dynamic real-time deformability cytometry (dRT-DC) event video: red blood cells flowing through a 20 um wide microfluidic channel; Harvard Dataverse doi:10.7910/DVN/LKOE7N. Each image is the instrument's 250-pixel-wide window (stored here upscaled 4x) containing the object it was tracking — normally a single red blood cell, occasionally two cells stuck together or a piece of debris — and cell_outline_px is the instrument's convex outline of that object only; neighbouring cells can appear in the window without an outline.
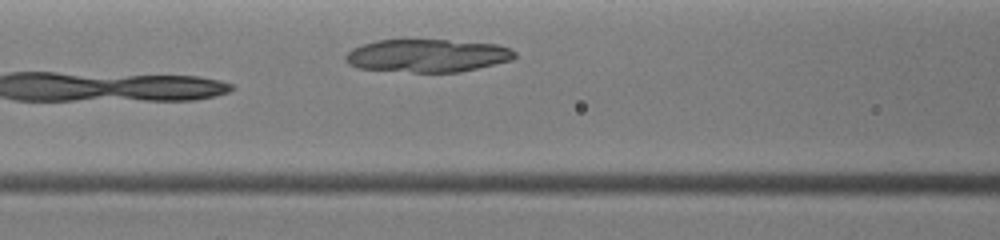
{"species": "common noctule bat (a hibernating species)", "species_latin": "Nyctalus noctula", "temperature_condition": "warm", "stored_images_in_passage": 26, "camera_frame_rate_fps": 3000, "um_per_image_px": 0.085, "animal": {"sex": "female", "body_mass_g": 19.0, "forearm_length_mm": 51.5}, "frame": {"image": 1, "passage_image": 26, "time_ms": 5.0, "image_size_px": [1000, 240], "cell_outline_px": [[516, 56], [512, 60], [460, 72], [412, 72], [356, 68], [348, 64], [344, 60], [344, 56], [352, 48], [360, 44], [376, 40], [448, 40], [500, 44], [512, 48], [516, 52]], "centroid_in_image_um": [36.32, 4.72], "position_along_channel_um": 130.3, "area_um2": 32.83}}